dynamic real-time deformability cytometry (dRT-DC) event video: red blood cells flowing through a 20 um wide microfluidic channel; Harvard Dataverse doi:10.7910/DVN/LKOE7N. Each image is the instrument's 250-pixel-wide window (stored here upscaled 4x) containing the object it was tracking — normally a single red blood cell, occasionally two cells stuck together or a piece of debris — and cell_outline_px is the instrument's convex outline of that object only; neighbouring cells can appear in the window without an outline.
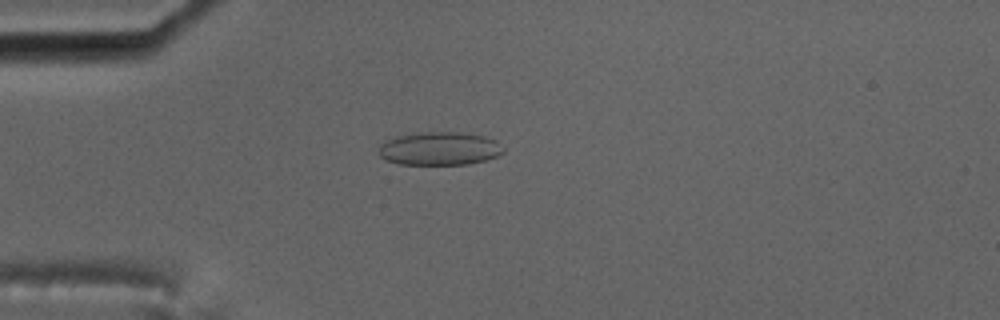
{"species": "common noctule bat (a hibernating species)", "species_latin": "Nyctalus noctula", "temperature_condition": "cold", "stored_images_in_passage": 9, "camera_frame_rate_fps": 3000, "um_per_image_px": 0.085, "animal": {"sex": "male", "body_mass_g": 17.5, "forearm_length_mm": 52.3}, "frame": {"image": 1, "passage_image": 4, "time_ms": 4.333, "image_size_px": [1000, 320], "cell_outline_px": [[504, 152], [500, 156], [468, 164], [400, 164], [388, 160], [380, 156], [380, 144], [384, 140], [396, 136], [420, 132], [460, 132], [484, 136], [496, 140], [504, 148]], "centroid_in_image_um": [37.39, 12.62], "position_along_channel_um": 47.6, "area_um2": 24.22}}